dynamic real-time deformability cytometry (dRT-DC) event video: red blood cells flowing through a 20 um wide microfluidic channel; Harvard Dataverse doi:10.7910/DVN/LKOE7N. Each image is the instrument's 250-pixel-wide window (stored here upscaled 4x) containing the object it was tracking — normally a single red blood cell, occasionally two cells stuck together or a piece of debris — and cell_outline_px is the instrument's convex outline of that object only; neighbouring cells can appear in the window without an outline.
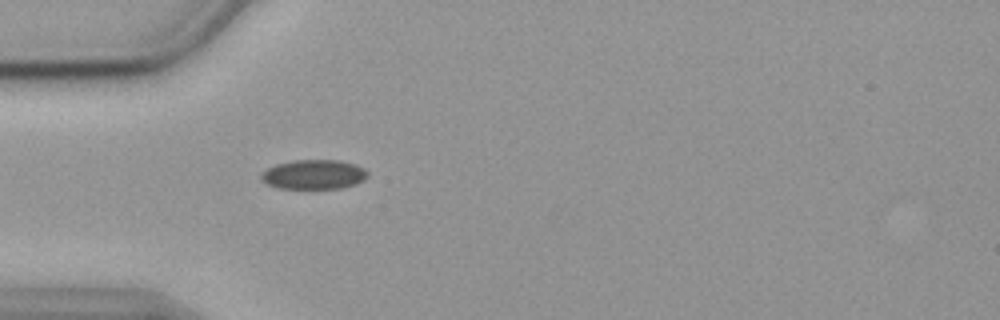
{"species": "common noctule bat (a hibernating species)", "species_latin": "Nyctalus noctula", "temperature_condition": "cold", "stored_images_in_passage": 40, "camera_frame_rate_fps": 3000, "um_per_image_px": 0.085, "animal": {"sex": "female", "body_mass_g": 19.9}, "frame": {"image": 1, "passage_image": 1, "time_ms": 0.0, "image_size_px": [1000, 320], "cell_outline_px": [[368, 176], [364, 180], [356, 184], [340, 188], [276, 188], [260, 180], [260, 172], [276, 164], [296, 160], [340, 160], [364, 168], [368, 172]], "centroid_in_image_um": [26.65, 14.83], "position_along_channel_um": 58.3, "area_um2": 18.32}}
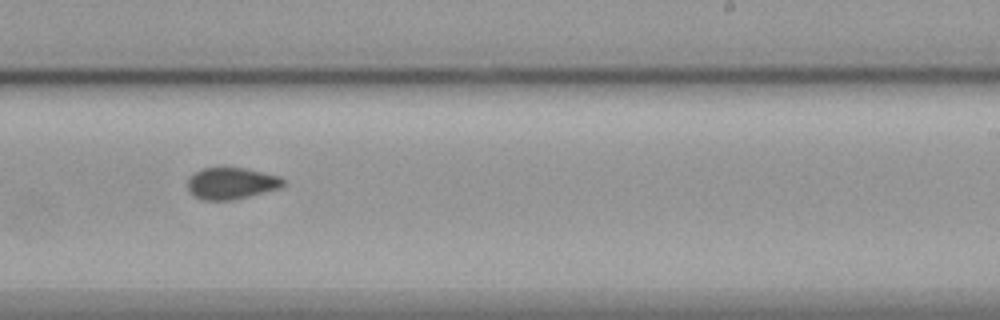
{"frame": {"image": 2, "passage_image": 19, "time_ms": 6.0, "image_size_px": [1000, 320], "cell_outline_px": [[288, 184], [280, 188], [232, 200], [204, 200], [192, 196], [188, 192], [188, 180], [200, 168], [244, 168], [280, 176]], "centroid_in_image_um": [19.67, 15.59], "position_along_channel_um": 269.3, "area_um2": 17.63}}
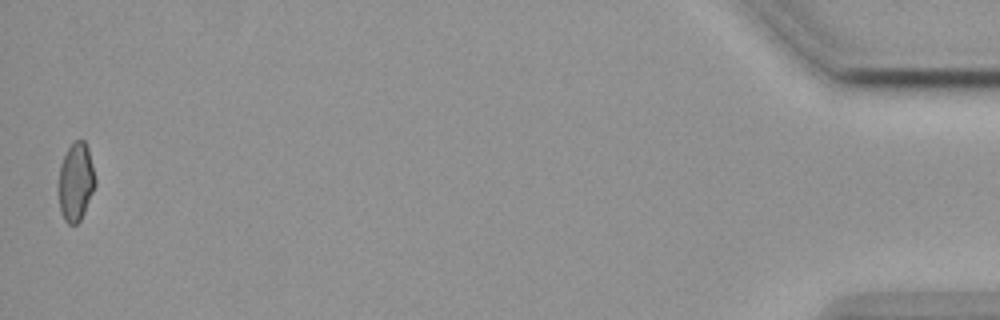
{"frame": {"image": 3, "passage_image": 40, "time_ms": 13.0, "image_size_px": [1000, 320], "cell_outline_px": [[96, 184], [84, 212], [80, 220], [76, 224], [68, 224], [64, 220], [60, 212], [56, 188], [60, 164], [68, 148], [76, 140], [84, 140], [88, 148], [96, 180]], "centroid_in_image_um": [6.4, 15.49], "position_along_channel_um": 428.8, "area_um2": 17.05}, "authors_computed_cell_mechanics": {"area_um2": 17.8024, "velocity_mm_per_s": 3.585, "shape_relaxation_time_tau1_ms": null, "shape_relaxation_time_tau2_ms": 4.8809, "deformation_change_tau1": null, "deformation_change_tau2": 0.0796}}